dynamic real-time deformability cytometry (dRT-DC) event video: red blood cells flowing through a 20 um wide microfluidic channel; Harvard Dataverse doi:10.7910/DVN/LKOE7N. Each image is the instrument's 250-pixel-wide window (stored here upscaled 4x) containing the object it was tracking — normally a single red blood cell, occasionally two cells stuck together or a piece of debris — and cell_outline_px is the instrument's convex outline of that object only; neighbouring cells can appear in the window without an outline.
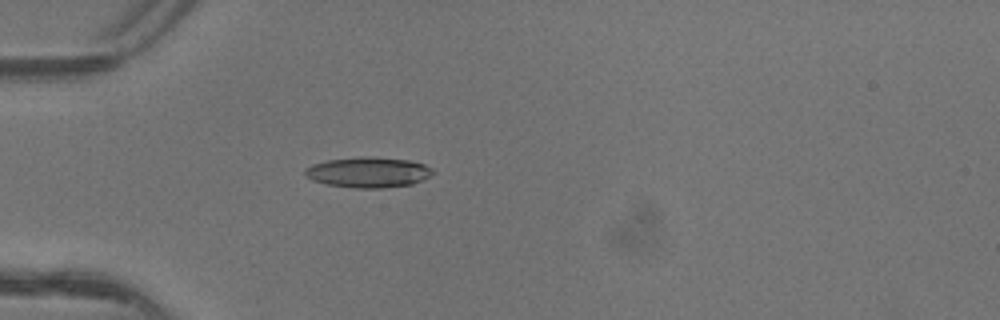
{"species": "common noctule bat (a hibernating species)", "species_latin": "Nyctalus noctula", "temperature_condition": "warm", "stored_images_in_passage": 5, "camera_frame_rate_fps": 3000, "um_per_image_px": 0.085, "animal": {"sex": "female"}, "frame": {"image": 1, "passage_image": 5, "time_ms": 1.333, "image_size_px": [1000, 320], "cell_outline_px": [[436, 172], [424, 180], [412, 184], [384, 188], [352, 188], [328, 184], [312, 180], [304, 176], [304, 168], [312, 164], [328, 160], [360, 156], [372, 156], [408, 160], [424, 164], [432, 168]], "centroid_in_image_um": [31.31, 14.64], "position_along_channel_um": 53.7, "area_um2": 23.0}}